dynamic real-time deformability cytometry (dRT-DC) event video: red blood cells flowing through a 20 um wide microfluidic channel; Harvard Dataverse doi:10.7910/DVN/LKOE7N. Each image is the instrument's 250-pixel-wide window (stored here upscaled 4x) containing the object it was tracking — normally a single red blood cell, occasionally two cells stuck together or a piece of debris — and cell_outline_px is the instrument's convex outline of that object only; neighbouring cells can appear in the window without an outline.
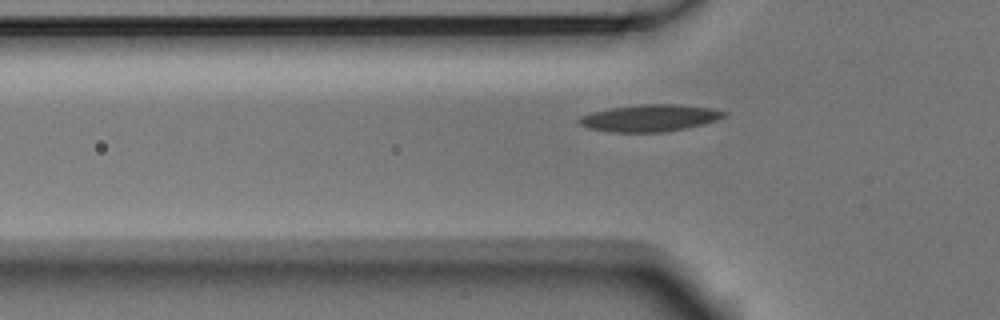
{"species": "Egyptian fruit bat (a non-hibernating species)", "species_latin": "Rousettus aegyptiacus", "temperature_condition": "room temperature", "stored_images_in_passage": 38, "camera_frame_rate_fps": 3000, "um_per_image_px": 0.085, "animal": {"sex": "male"}, "frame": {"image": 1, "passage_image": 7, "time_ms": 2.0, "image_size_px": [1000, 320], "cell_outline_px": [[728, 116], [716, 120], [684, 128], [664, 132], [612, 132], [588, 128], [580, 124], [576, 120], [580, 116], [592, 112], [608, 108], [640, 104], [676, 104], [712, 108], [728, 112]], "centroid_in_image_um": [55.22, 10.02], "position_along_channel_um": 70.6, "area_um2": 22.77}}
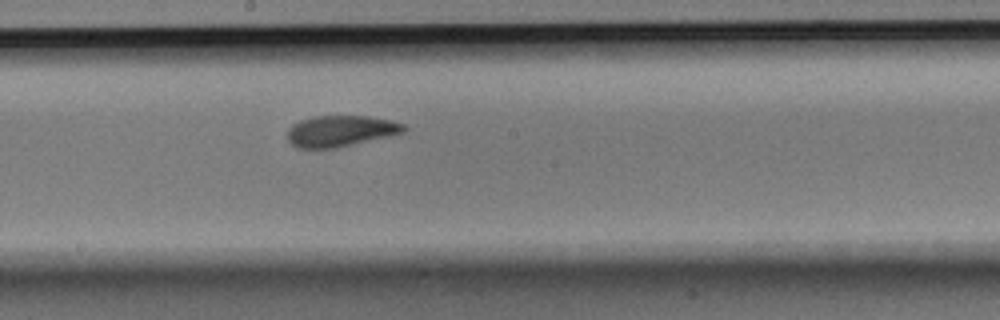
{"frame": {"image": 2, "passage_image": 19, "time_ms": 6.0, "image_size_px": [1000, 320], "cell_outline_px": [[408, 128], [404, 132], [388, 136], [336, 148], [296, 148], [288, 140], [288, 128], [292, 124], [300, 120], [312, 116], [368, 116], [388, 120], [404, 124]], "centroid_in_image_um": [28.92, 11.13], "position_along_channel_um": 219.3, "area_um2": 21.04}}
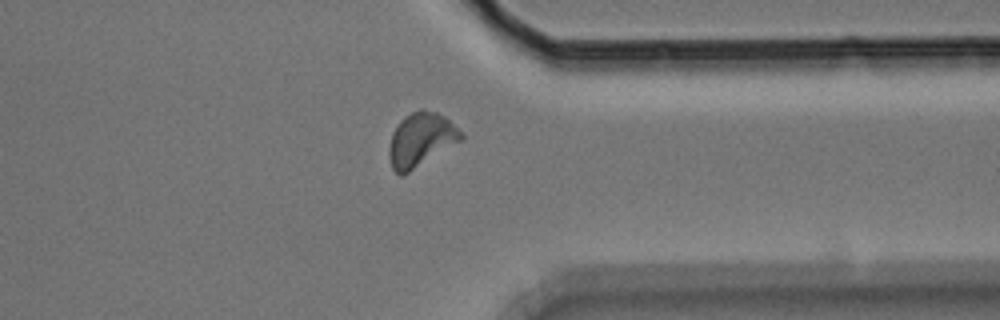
{"frame": {"image": 3, "passage_image": 32, "time_ms": 10.333, "image_size_px": [1000, 320], "cell_outline_px": [[464, 140], [408, 172], [400, 176], [392, 168], [388, 156], [388, 148], [392, 132], [400, 120], [412, 112], [420, 108], [436, 112], [444, 116], [464, 136]], "centroid_in_image_um": [35.76, 11.88], "position_along_channel_um": 375.6, "area_um2": 22.54}, "authors_computed_cell_mechanics": {"area_um2": 21.2704, "velocity_mm_per_s": 3.6956, "shape_relaxation_time_tau1_ms": 3.4671, "shape_relaxation_time_tau2_ms": 1.48, "deformation_change_tau1": 0.1266, "deformation_change_tau2": 0.0719}}